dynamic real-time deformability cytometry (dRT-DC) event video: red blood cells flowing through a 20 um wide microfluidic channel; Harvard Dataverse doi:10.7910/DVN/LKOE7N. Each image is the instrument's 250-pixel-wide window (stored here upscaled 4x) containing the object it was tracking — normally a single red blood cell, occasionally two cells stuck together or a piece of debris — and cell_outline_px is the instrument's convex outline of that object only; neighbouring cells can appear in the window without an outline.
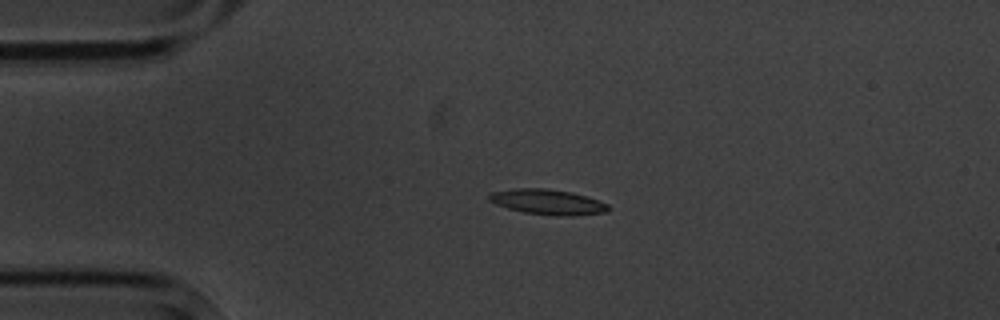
{"species": "common noctule bat (a hibernating species)", "species_latin": "Nyctalus noctula", "temperature_condition": "cold", "stored_images_in_passage": 4, "camera_frame_rate_fps": 3000, "um_per_image_px": 0.085, "animal": {"sex": "male", "body_mass_g": 20.1, "forearm_length_mm": 53.5}, "frame": {"image": 1, "passage_image": 3, "time_ms": 3.333, "image_size_px": [1000, 320], "cell_outline_px": [[612, 208], [608, 212], [568, 216], [556, 216], [524, 212], [508, 208], [496, 204], [488, 200], [488, 196], [492, 192], [512, 188], [548, 188], [572, 192], [608, 204]], "centroid_in_image_um": [46.56, 17.16], "position_along_channel_um": 38.4, "area_um2": 17.57}}